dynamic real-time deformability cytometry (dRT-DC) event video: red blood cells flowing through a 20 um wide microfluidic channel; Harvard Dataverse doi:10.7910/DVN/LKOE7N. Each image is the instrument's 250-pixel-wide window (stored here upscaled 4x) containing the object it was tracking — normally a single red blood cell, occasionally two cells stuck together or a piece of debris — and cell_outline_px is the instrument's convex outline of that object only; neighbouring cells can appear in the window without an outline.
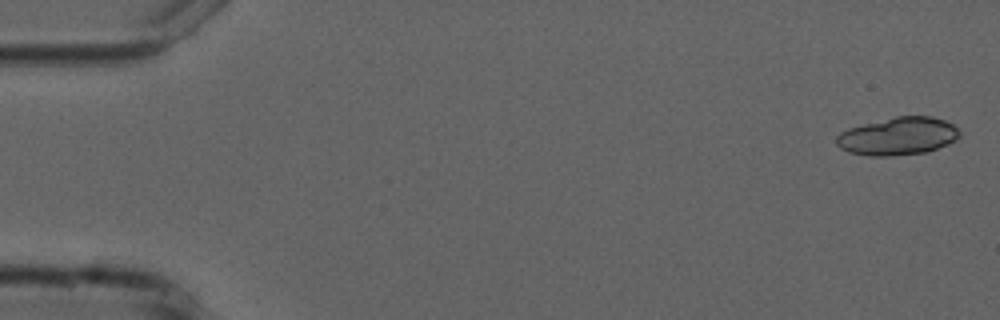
{"species": "common noctule bat (a hibernating species)", "species_latin": "Nyctalus noctula", "temperature_condition": "cold", "stored_images_in_passage": 5, "camera_frame_rate_fps": 3000, "um_per_image_px": 0.085, "animal": {"sex": "male", "forearm_length_mm": 52.5}, "frame": {"image": 1, "passage_image": 1, "time_ms": 0.0, "image_size_px": [1000, 320], "cell_outline_px": [[960, 136], [956, 140], [948, 144], [928, 152], [892, 156], [868, 156], [848, 152], [840, 148], [836, 144], [836, 136], [840, 132], [848, 128], [896, 116], [932, 116], [944, 120], [952, 124], [960, 132]], "centroid_in_image_um": [76.32, 11.59], "position_along_channel_um": 8.7, "area_um2": 27.28}}
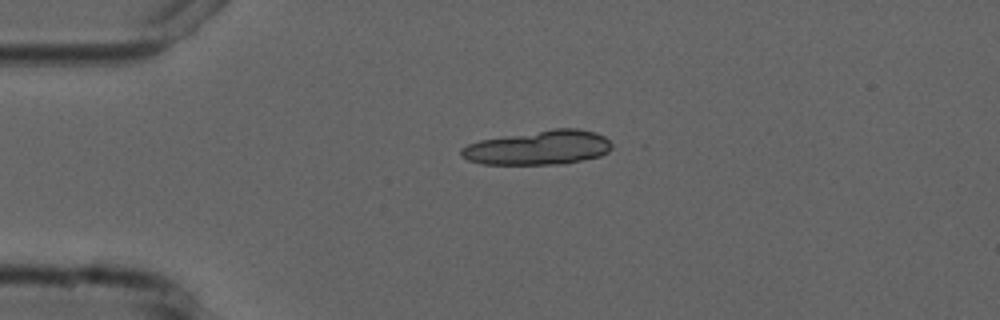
{"frame": {"image": 2, "passage_image": 4, "time_ms": 3.667, "image_size_px": [1000, 320], "cell_outline_px": [[612, 148], [608, 152], [600, 156], [564, 164], [480, 164], [468, 160], [460, 156], [460, 148], [468, 144], [480, 140], [552, 128], [576, 128], [596, 132], [604, 136], [612, 144]], "centroid_in_image_um": [45.77, 12.55], "position_along_channel_um": 39.2, "area_um2": 30.29}}